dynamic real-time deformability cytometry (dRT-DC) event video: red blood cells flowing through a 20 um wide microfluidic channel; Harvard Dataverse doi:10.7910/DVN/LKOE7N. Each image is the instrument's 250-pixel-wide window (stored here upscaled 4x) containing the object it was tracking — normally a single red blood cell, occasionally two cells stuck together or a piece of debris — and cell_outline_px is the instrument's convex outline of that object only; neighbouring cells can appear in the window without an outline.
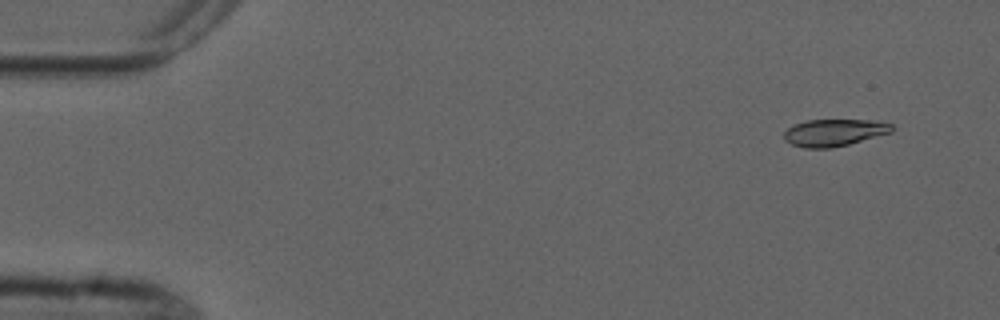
{"species": "common noctule bat (a hibernating species)", "species_latin": "Nyctalus noctula", "temperature_condition": "cold", "stored_images_in_passage": 7, "camera_frame_rate_fps": 3000, "um_per_image_px": 0.085, "animal": {"sex": "male", "forearm_length_mm": 52.5}, "frame": {"image": 1, "passage_image": 1, "time_ms": 0.0, "image_size_px": [1000, 320], "cell_outline_px": [[892, 132], [848, 144], [832, 148], [804, 148], [792, 144], [784, 140], [784, 132], [788, 128], [796, 124], [808, 120], [872, 120], [892, 124]], "centroid_in_image_um": [70.89, 11.27], "position_along_channel_um": 14.1, "area_um2": 16.82}}
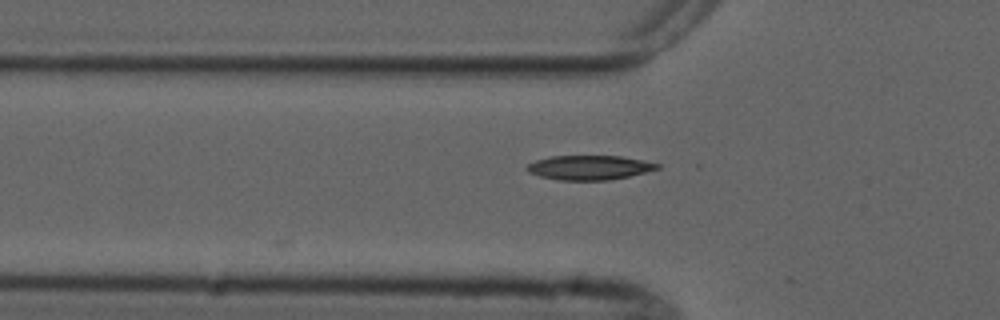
{"frame": {"image": 2, "passage_image": 5, "time_ms": 4.667, "image_size_px": [1000, 320], "cell_outline_px": [[660, 168], [628, 176], [608, 180], [560, 180], [540, 176], [528, 172], [524, 168], [528, 164], [536, 160], [552, 156], [620, 156], [644, 160], [660, 164]], "centroid_in_image_um": [50.08, 14.24], "position_along_channel_um": 75.7, "area_um2": 18.44}}
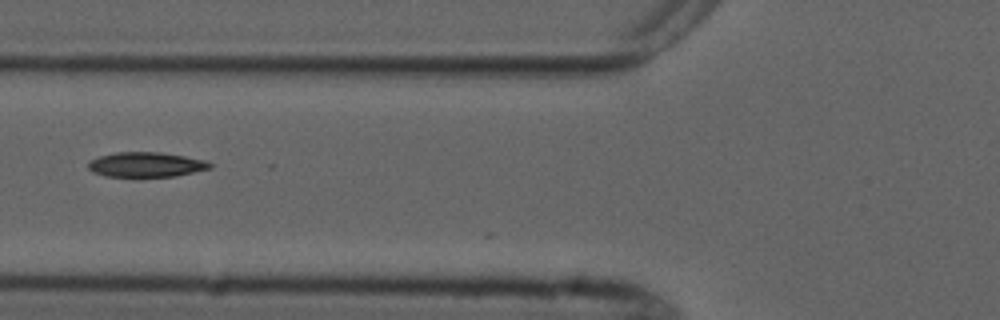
{"frame": {"image": 3, "passage_image": 6, "time_ms": 5.667, "image_size_px": [1000, 320], "cell_outline_px": [[212, 168], [176, 176], [104, 176], [92, 172], [88, 168], [88, 160], [100, 156], [116, 152], [160, 152], [184, 156], [204, 160], [212, 164]], "centroid_in_image_um": [12.39, 13.99], "position_along_channel_um": 113.4, "area_um2": 17.57}}